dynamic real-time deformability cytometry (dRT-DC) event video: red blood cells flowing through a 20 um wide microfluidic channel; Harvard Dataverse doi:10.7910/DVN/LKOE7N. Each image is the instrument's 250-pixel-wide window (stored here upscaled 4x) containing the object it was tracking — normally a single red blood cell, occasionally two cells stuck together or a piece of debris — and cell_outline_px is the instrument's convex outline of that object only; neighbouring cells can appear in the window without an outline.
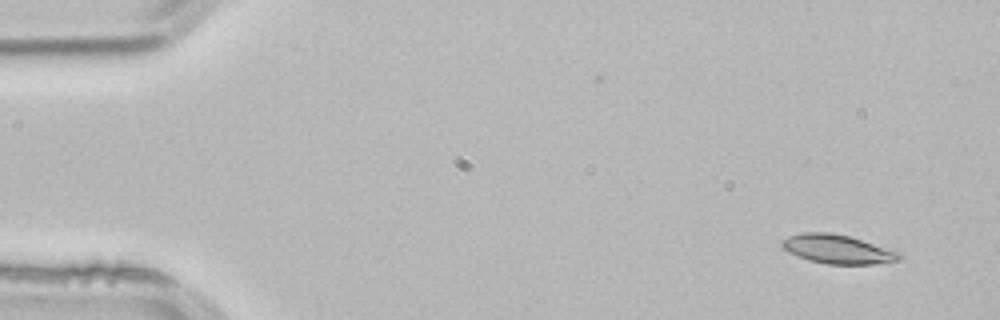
{"species": "common noctule bat (a hibernating species)", "species_latin": "Nyctalus noctula", "temperature_condition": "room temperature", "stored_images_in_passage": 3, "camera_frame_rate_fps": 3000, "um_per_image_px": 0.085, "animal": {"sex": "male", "body_mass_g": 21.5, "forearm_length_mm": 52.0}, "frame": {"image": 1, "passage_image": 1, "time_ms": 0.0, "image_size_px": [1000, 320], "cell_outline_px": [[904, 256], [900, 260], [876, 264], [828, 264], [808, 260], [788, 252], [780, 244], [780, 240], [788, 236], [800, 232], [828, 232], [848, 236], [900, 252]], "centroid_in_image_um": [71.17, 21.18], "position_along_channel_um": 13.8, "area_um2": 19.83}}
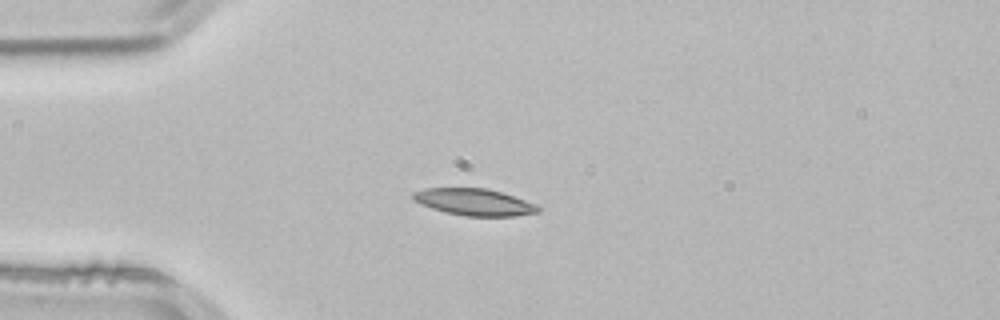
{"frame": {"image": 2, "passage_image": 3, "time_ms": 0.667, "image_size_px": [1000, 320], "cell_outline_px": [[540, 212], [516, 216], [464, 216], [444, 212], [420, 204], [412, 200], [412, 192], [424, 188], [488, 188], [536, 204], [540, 208]], "centroid_in_image_um": [40.27, 17.18], "position_along_channel_um": 44.7, "area_um2": 19.59}}